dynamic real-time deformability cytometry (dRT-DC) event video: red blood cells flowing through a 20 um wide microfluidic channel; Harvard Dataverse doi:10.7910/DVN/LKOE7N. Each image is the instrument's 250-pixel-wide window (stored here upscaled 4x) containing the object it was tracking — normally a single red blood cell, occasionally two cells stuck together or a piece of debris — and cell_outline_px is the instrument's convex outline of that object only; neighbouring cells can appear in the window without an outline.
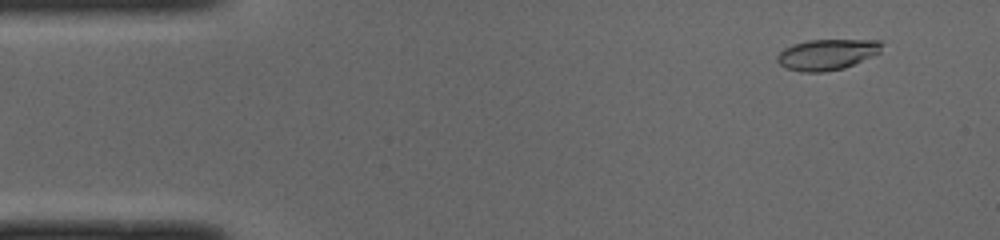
{"species": "common noctule bat (a hibernating species)", "species_latin": "Nyctalus noctula", "temperature_condition": "cold", "stored_images_in_passage": 51, "segment_of_instrument_passage": [1, 2], "camera_frame_rate_fps": 3000, "um_per_image_px": 0.085, "animal": {"sex": "male", "body_mass_g": 19.0, "forearm_length_mm": 50.8}, "frame": {"image": 1, "passage_image": 4, "time_ms": 1.0, "image_size_px": [1000, 240], "cell_outline_px": [[884, 44], [880, 52], [844, 68], [824, 72], [800, 72], [788, 68], [780, 64], [776, 60], [776, 56], [784, 48], [792, 44], [808, 40], [880, 40]], "centroid_in_image_um": [70.28, 4.62], "position_along_channel_um": 14.7, "area_um2": 18.73}}
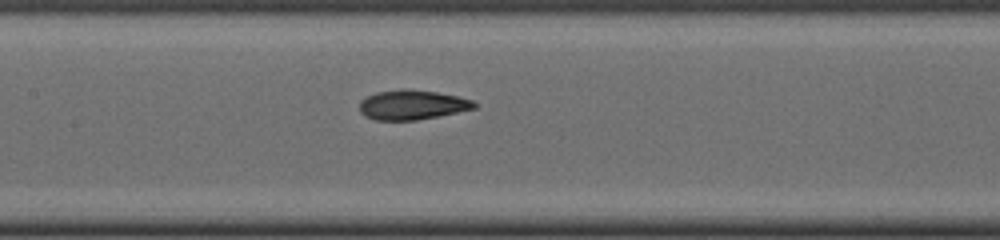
{"frame": {"image": 2, "passage_image": 23, "time_ms": 7.333, "image_size_px": [1000, 240], "cell_outline_px": [[476, 108], [416, 120], [376, 120], [364, 116], [360, 112], [360, 100], [376, 92], [400, 88], [404, 88], [436, 92], [460, 96], [472, 100], [476, 104]], "centroid_in_image_um": [35.01, 8.9], "position_along_channel_um": 172.4, "area_um2": 19.83}}
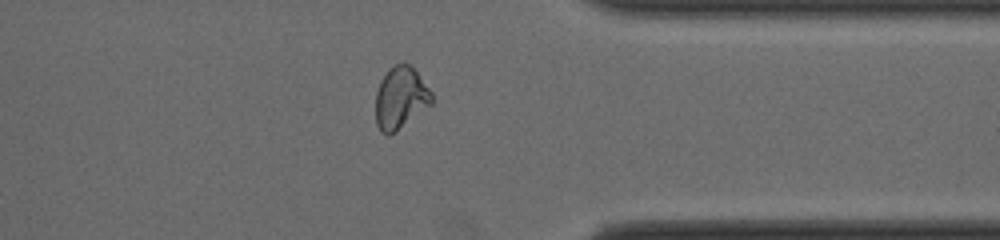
{"frame": {"image": 3, "passage_image": 39, "time_ms": 12.667, "image_size_px": [1000, 240], "cell_outline_px": [[432, 104], [388, 136], [380, 132], [376, 124], [376, 92], [380, 80], [388, 68], [392, 64], [408, 64], [416, 72], [432, 92]], "centroid_in_image_um": [34.02, 8.32], "position_along_channel_um": 377.4, "area_um2": 20.11}}